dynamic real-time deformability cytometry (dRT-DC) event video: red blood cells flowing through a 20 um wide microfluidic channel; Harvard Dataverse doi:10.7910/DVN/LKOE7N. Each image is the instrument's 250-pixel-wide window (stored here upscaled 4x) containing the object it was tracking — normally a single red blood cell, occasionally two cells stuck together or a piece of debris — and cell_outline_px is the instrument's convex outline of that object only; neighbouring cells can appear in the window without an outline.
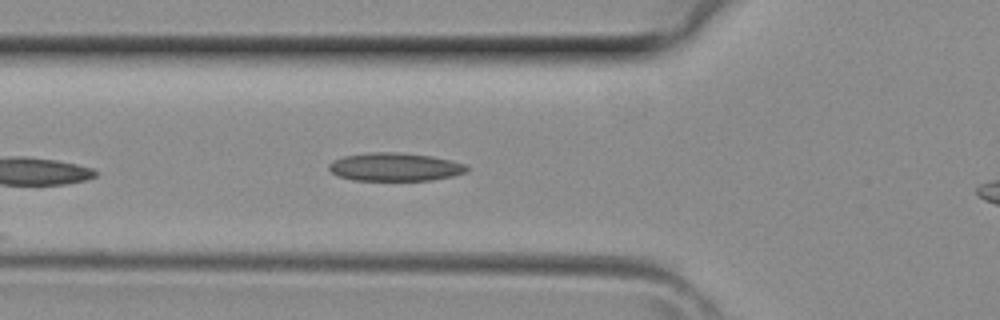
{"species": "common noctule bat (a hibernating species)", "species_latin": "Nyctalus noctula", "temperature_condition": "room temperature", "stored_images_in_passage": 5, "segment_of_instrument_passage": [1, 2], "camera_frame_rate_fps": 3000, "um_per_image_px": 0.085, "animal": {"sex": "female", "body_mass_g": 29.2, "forearm_length_mm": 56.3}, "frame": {"image": 1, "passage_image": 4, "time_ms": 1.0, "image_size_px": [1000, 320], "cell_outline_px": [[468, 172], [452, 176], [432, 180], [352, 180], [340, 176], [332, 172], [328, 168], [328, 164], [332, 160], [344, 156], [368, 152], [400, 152], [432, 156], [464, 164], [468, 168]], "centroid_in_image_um": [33.55, 14.18], "position_along_channel_um": 92.3, "area_um2": 22.66}}